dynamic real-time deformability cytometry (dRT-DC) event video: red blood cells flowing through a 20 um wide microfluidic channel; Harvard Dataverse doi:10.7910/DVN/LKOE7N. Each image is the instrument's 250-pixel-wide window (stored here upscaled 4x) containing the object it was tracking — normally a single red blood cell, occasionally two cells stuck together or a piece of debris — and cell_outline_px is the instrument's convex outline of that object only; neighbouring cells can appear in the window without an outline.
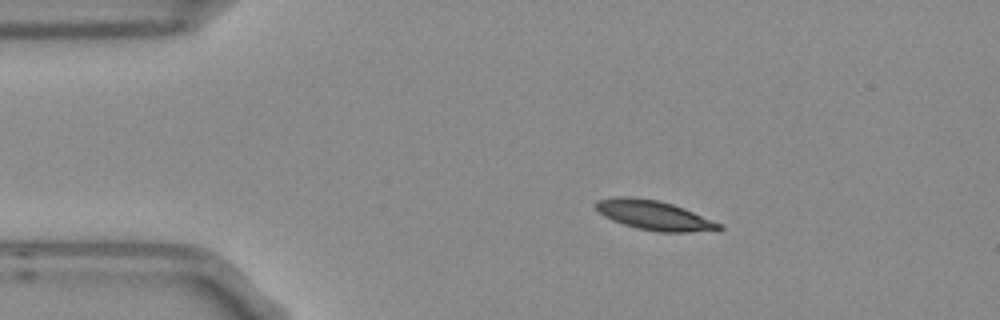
{"species": "Egyptian fruit bat (a non-hibernating species)", "species_latin": "Rousettus aegyptiacus", "temperature_condition": "room temperature", "stored_images_in_passage": 3, "camera_frame_rate_fps": 3000, "um_per_image_px": 0.085, "frame": {"image": 1, "passage_image": 1, "time_ms": 0.0, "image_size_px": [1000, 320], "cell_outline_px": [[724, 228], [688, 232], [656, 232], [636, 228], [612, 220], [604, 216], [592, 204], [596, 200], [616, 196], [632, 196], [656, 200], [672, 204], [684, 208], [724, 224]], "centroid_in_image_um": [55.57, 18.28], "position_along_channel_um": 29.4, "area_um2": 21.27}}
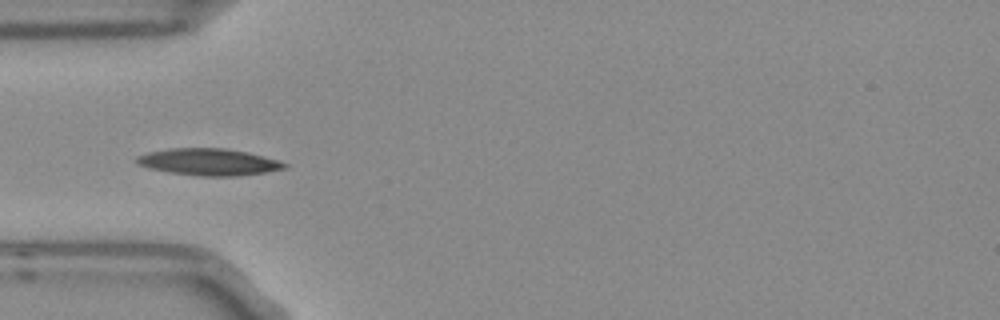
{"frame": {"image": 2, "passage_image": 3, "time_ms": 0.667, "image_size_px": [1000, 320], "cell_outline_px": [[288, 168], [264, 172], [236, 176], [200, 176], [168, 172], [148, 168], [136, 164], [136, 156], [148, 152], [168, 148], [224, 148], [248, 152], [276, 160], [288, 164]], "centroid_in_image_um": [17.7, 13.76], "position_along_channel_um": 67.3, "area_um2": 23.12}}